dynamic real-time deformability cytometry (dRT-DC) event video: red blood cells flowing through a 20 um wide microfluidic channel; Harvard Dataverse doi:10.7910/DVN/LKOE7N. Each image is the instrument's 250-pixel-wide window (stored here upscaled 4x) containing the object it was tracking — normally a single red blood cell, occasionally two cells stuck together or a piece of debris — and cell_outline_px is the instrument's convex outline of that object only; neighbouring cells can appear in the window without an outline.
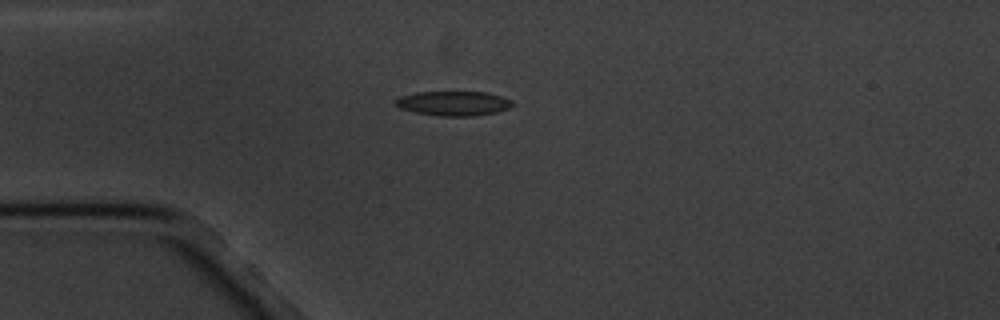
{"species": "common noctule bat (a hibernating species)", "species_latin": "Nyctalus noctula", "temperature_condition": "cold", "stored_images_in_passage": 13, "camera_frame_rate_fps": 3000, "um_per_image_px": 0.085, "animal": {"sex": "male", "body_mass_g": 20.1, "forearm_length_mm": 53.5}, "frame": {"image": 1, "passage_image": 1, "time_ms": 0.0, "image_size_px": [1000, 320], "cell_outline_px": [[512, 104], [508, 108], [496, 112], [476, 116], [440, 116], [416, 112], [400, 108], [396, 104], [396, 100], [400, 96], [416, 92], [488, 92], [512, 100]], "centroid_in_image_um": [38.56, 8.78], "position_along_channel_um": 46.4, "area_um2": 16.59}}
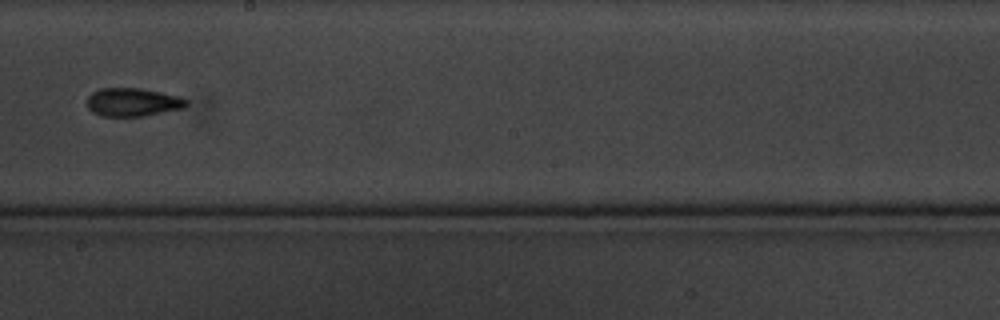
{"frame": {"image": 2, "passage_image": 6, "time_ms": 6.0, "image_size_px": [1000, 320], "cell_outline_px": [[188, 104], [184, 108], [144, 116], [104, 116], [92, 112], [88, 108], [88, 96], [92, 92], [100, 88], [140, 88], [180, 96], [188, 100]], "centroid_in_image_um": [11.3, 8.68], "position_along_channel_um": 236.9, "area_um2": 16.42}}
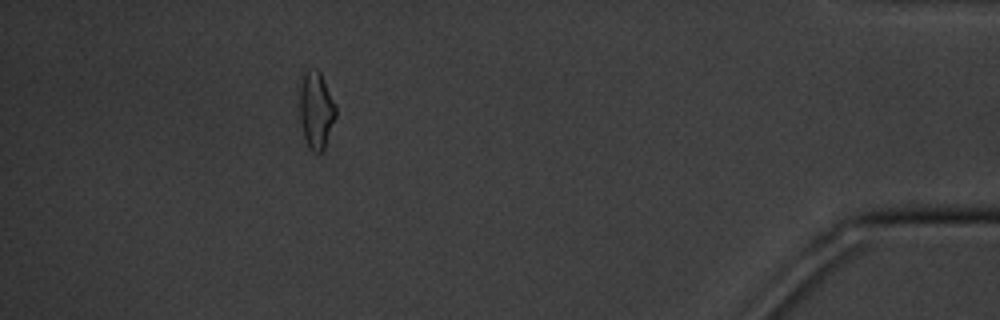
{"frame": {"image": 3, "passage_image": 12, "time_ms": 12.667, "image_size_px": [1000, 320], "cell_outline_px": [[336, 116], [324, 152], [312, 152], [308, 148], [304, 136], [300, 120], [300, 88], [304, 72], [316, 68], [320, 72], [336, 104]], "centroid_in_image_um": [26.89, 9.4], "position_along_channel_um": 408.3, "area_um2": 16.36}, "authors_computed_cell_mechanics": {"area_um2": 16.3574, "velocity_mm_per_s": 3.3963, "shape_relaxation_time_tau1_ms": 6.349, "shape_relaxation_time_tau2_ms": 3.4738, "deformation_change_tau1": 0.1314, "deformation_change_tau2": 0.1044}}